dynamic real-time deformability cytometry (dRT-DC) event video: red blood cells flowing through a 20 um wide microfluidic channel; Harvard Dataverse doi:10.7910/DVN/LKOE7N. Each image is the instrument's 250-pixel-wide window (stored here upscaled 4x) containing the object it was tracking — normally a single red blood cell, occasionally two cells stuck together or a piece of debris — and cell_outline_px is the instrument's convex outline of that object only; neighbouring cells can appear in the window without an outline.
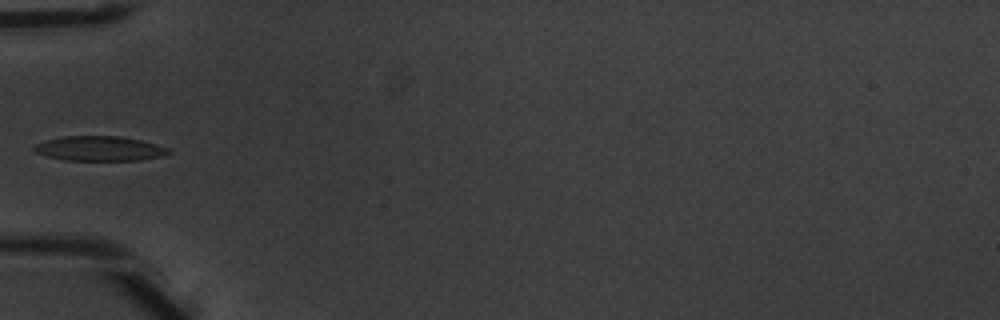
{"species": "common noctule bat (a hibernating species)", "species_latin": "Nyctalus noctula", "temperature_condition": "warm", "stored_images_in_passage": 2, "camera_frame_rate_fps": 3000, "um_per_image_px": 0.085, "animal": {"sex": "male", "body_mass_g": 20.1, "forearm_length_mm": 53.5}, "frame": {"image": 1, "passage_image": 2, "time_ms": 0.333, "image_size_px": [1000, 320], "cell_outline_px": [[172, 152], [164, 156], [140, 160], [64, 160], [48, 156], [36, 152], [32, 148], [36, 144], [44, 140], [64, 136], [120, 136], [140, 140], [156, 144], [168, 148]], "centroid_in_image_um": [8.47, 12.62], "position_along_channel_um": 76.5, "area_um2": 19.36}}